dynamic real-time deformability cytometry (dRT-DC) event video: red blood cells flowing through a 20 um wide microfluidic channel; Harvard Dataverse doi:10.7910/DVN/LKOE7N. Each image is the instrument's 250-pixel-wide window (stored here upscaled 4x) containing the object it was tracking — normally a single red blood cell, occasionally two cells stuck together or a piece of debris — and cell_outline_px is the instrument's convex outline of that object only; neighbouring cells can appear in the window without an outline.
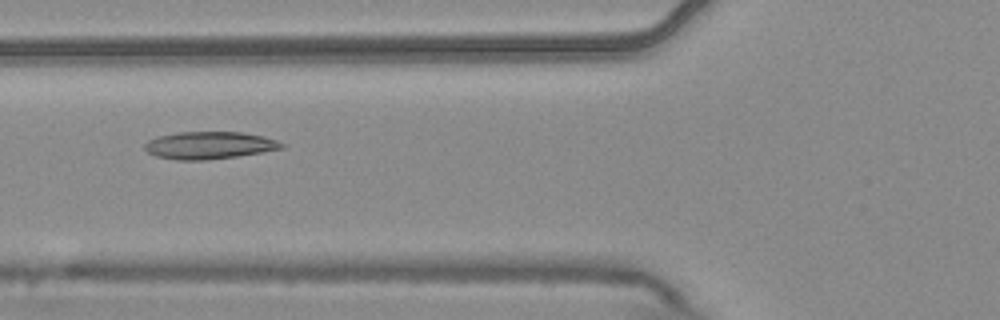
{"species": "common noctule bat (a hibernating species)", "species_latin": "Nyctalus noctula", "temperature_condition": "warm", "stored_images_in_passage": 10, "camera_frame_rate_fps": 3000, "um_per_image_px": 0.085, "animal": {"sex": "male", "body_mass_g": 20.4}, "frame": {"image": 1, "passage_image": 5, "time_ms": 1.333, "image_size_px": [1000, 320], "cell_outline_px": [[288, 144], [284, 148], [236, 156], [204, 160], [176, 160], [156, 156], [148, 152], [144, 148], [144, 144], [148, 140], [156, 136], [176, 132], [240, 132], [264, 136]], "centroid_in_image_um": [17.78, 12.34], "position_along_channel_um": 108.0, "area_um2": 21.91}}
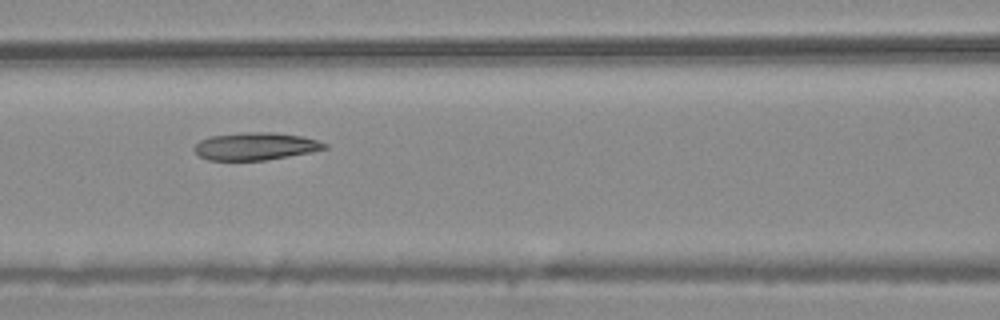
{"frame": {"image": 2, "passage_image": 6, "time_ms": 1.667, "image_size_px": [1000, 320], "cell_outline_px": [[328, 148], [312, 152], [264, 160], [208, 160], [200, 156], [192, 148], [200, 140], [208, 136], [244, 132], [272, 132], [304, 136], [328, 144]], "centroid_in_image_um": [21.72, 12.42], "position_along_channel_um": 144.9, "area_um2": 20.98}}
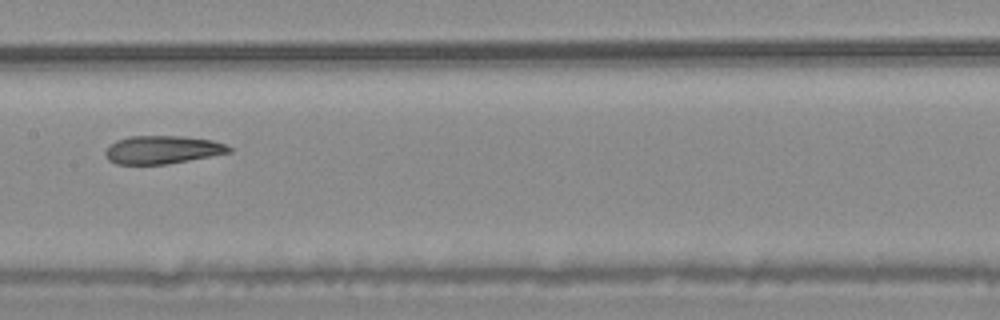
{"frame": {"image": 3, "passage_image": 7, "time_ms": 2.0, "image_size_px": [1000, 320], "cell_outline_px": [[232, 152], [168, 164], [116, 164], [108, 160], [104, 152], [116, 140], [128, 136], [184, 136], [212, 140], [224, 144], [232, 148]], "centroid_in_image_um": [13.81, 12.72], "position_along_channel_um": 193.6, "area_um2": 20.23}}